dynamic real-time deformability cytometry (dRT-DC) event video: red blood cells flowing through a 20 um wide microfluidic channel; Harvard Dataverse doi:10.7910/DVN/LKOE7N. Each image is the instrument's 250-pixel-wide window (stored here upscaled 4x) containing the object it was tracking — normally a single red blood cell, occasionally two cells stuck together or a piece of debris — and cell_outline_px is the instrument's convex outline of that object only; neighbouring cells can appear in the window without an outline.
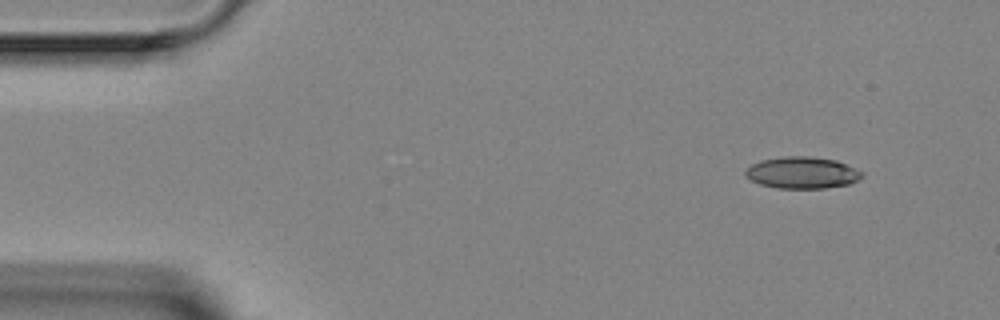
{"species": "Egyptian fruit bat (a non-hibernating species)", "species_latin": "Rousettus aegyptiacus", "temperature_condition": "room temperature", "stored_images_in_passage": 4, "camera_frame_rate_fps": 3000, "um_per_image_px": 0.085, "animal": {"sex": "female"}, "frame": {"image": 1, "passage_image": 1, "time_ms": 0.0, "image_size_px": [1000, 320], "cell_outline_px": [[864, 176], [848, 184], [824, 188], [776, 188], [760, 184], [744, 176], [744, 168], [760, 160], [784, 156], [808, 156], [836, 160], [860, 172]], "centroid_in_image_um": [68.1, 14.67], "position_along_channel_um": 16.9, "area_um2": 21.39}}